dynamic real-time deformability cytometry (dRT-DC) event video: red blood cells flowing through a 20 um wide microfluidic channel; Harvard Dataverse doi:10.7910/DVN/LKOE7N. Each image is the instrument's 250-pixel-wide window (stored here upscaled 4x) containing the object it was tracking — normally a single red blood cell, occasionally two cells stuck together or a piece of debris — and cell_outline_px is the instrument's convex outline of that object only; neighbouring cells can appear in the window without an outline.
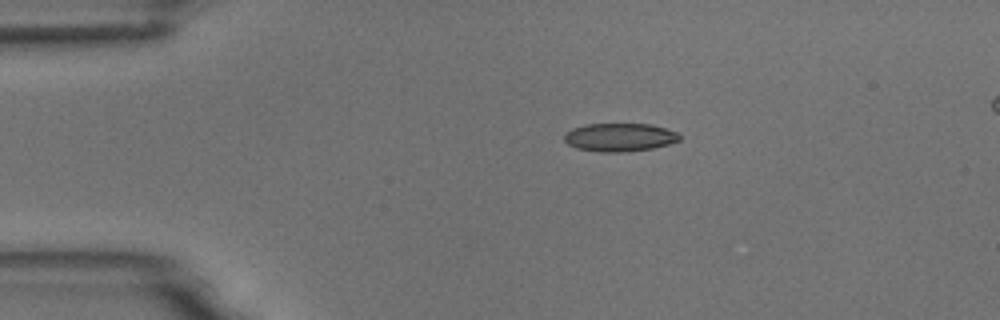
{"species": "common noctule bat (a hibernating species)", "species_latin": "Nyctalus noctula", "temperature_condition": "room temperature", "stored_images_in_passage": 45, "camera_frame_rate_fps": 3000, "um_per_image_px": 0.085, "animal": {"sex": "male", "body_mass_g": 18.8}, "frame": {"image": 1, "passage_image": 1, "time_ms": 0.0, "image_size_px": [1000, 320], "cell_outline_px": [[680, 140], [668, 144], [652, 148], [628, 152], [600, 152], [576, 148], [568, 144], [564, 140], [564, 136], [572, 128], [584, 124], [652, 124], [676, 132], [680, 136]], "centroid_in_image_um": [52.65, 11.67], "position_along_channel_um": 32.3, "area_um2": 18.96}}
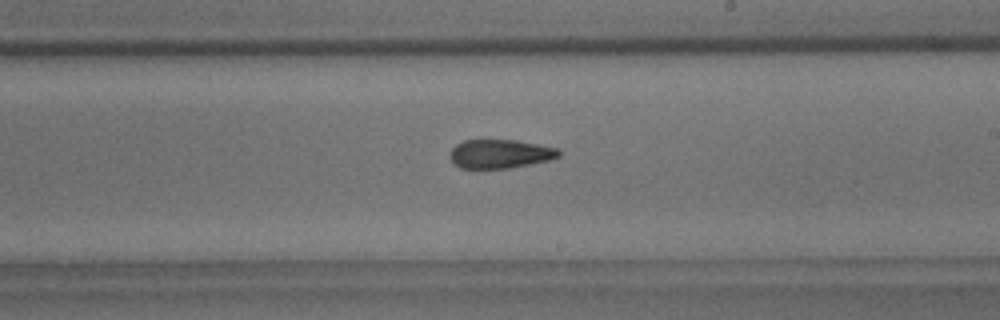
{"frame": {"image": 2, "passage_image": 22, "time_ms": 7.0, "image_size_px": [1000, 320], "cell_outline_px": [[560, 156], [552, 160], [508, 168], [460, 168], [452, 160], [452, 148], [456, 144], [464, 140], [516, 140], [556, 148], [560, 152]], "centroid_in_image_um": [42.54, 13.08], "position_along_channel_um": 246.5, "area_um2": 18.03}}
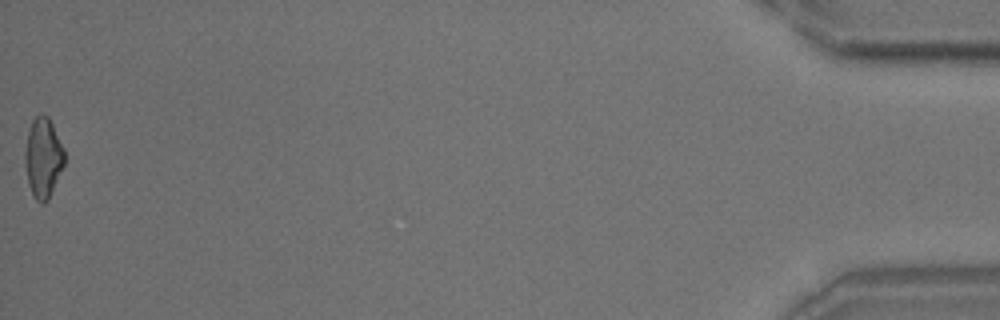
{"frame": {"image": 3, "passage_image": 45, "time_ms": 14.667, "image_size_px": [1000, 320], "cell_outline_px": [[64, 164], [48, 200], [44, 204], [40, 204], [32, 196], [28, 184], [24, 160], [24, 152], [28, 132], [32, 120], [40, 112], [48, 116], [64, 148]], "centroid_in_image_um": [3.65, 13.42], "position_along_channel_um": 431.6, "area_um2": 18.5}, "authors_computed_cell_mechanics": {"area_um2": 18.8428, "velocity_mm_per_s": 3.6924, "shape_relaxation_time_tau1_ms": 6.3454, "shape_relaxation_time_tau2_ms": 4.3928, "deformation_change_tau1": 0.159, "deformation_change_tau2": 0.1381}}